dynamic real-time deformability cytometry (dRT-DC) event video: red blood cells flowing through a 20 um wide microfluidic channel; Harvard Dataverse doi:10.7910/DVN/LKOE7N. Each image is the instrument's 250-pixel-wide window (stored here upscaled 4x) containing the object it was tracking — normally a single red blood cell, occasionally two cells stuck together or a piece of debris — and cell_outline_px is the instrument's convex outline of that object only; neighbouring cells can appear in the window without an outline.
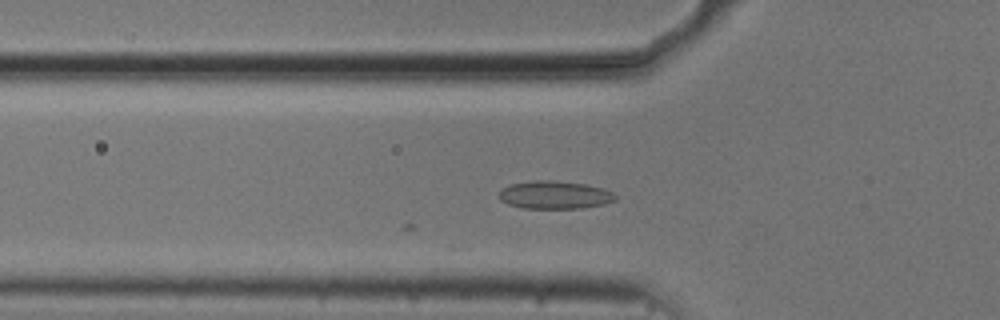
{"species": "common noctule bat (a hibernating species)", "species_latin": "Nyctalus noctula", "temperature_condition": "cold", "stored_images_in_passage": 9, "camera_frame_rate_fps": 3000, "um_per_image_px": 0.085, "animal": {"sex": "male", "body_mass_g": 20.5, "forearm_length_mm": 52.5}, "frame": {"image": 1, "passage_image": 2, "time_ms": 0.333, "image_size_px": [1000, 320], "cell_outline_px": [[616, 200], [604, 204], [580, 208], [524, 208], [508, 204], [500, 200], [500, 188], [512, 184], [536, 180], [552, 180], [584, 184], [604, 188], [612, 192], [616, 196]], "centroid_in_image_um": [47.15, 16.56], "position_along_channel_um": 78.6, "area_um2": 18.84}}
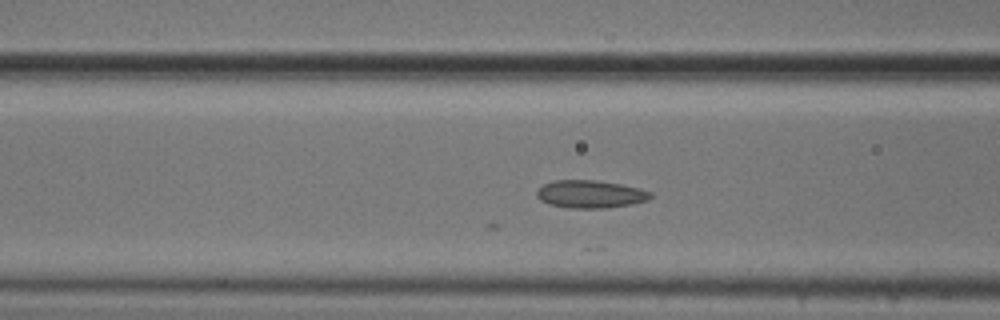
{"frame": {"image": 2, "passage_image": 5, "time_ms": 1.333, "image_size_px": [1000, 320], "cell_outline_px": [[652, 196], [648, 200], [632, 204], [604, 208], [568, 208], [548, 204], [540, 200], [536, 196], [536, 188], [544, 184], [556, 180], [596, 180], [620, 184], [640, 188], [652, 192]], "centroid_in_image_um": [50.16, 16.5], "position_along_channel_um": 116.4, "area_um2": 18.55}}